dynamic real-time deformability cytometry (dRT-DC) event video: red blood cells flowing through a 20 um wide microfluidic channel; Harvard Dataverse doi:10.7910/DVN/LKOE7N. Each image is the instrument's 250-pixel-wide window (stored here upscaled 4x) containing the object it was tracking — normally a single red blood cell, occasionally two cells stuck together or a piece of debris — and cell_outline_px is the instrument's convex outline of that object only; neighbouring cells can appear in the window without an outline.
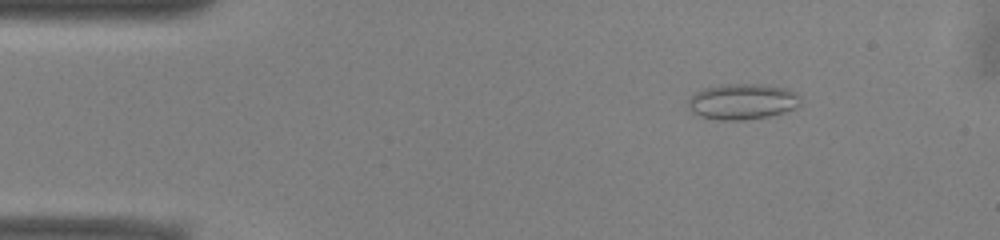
{"species": "common noctule bat (a hibernating species)", "species_latin": "Nyctalus noctula", "temperature_condition": "warm", "stored_images_in_passage": 51, "camera_frame_rate_fps": 3000, "um_per_image_px": 0.085, "animal": {"sex": "male", "body_mass_g": 13.0, "forearm_length_mm": 53.1}, "frame": {"image": 1, "passage_image": 7, "time_ms": 2.0, "image_size_px": [1000, 240], "cell_outline_px": [[800, 104], [796, 108], [784, 112], [768, 116], [744, 120], [720, 120], [700, 116], [692, 112], [688, 108], [688, 100], [696, 92], [704, 88], [720, 84], [764, 84], [788, 88], [796, 92], [800, 96]], "centroid_in_image_um": [63.12, 8.62], "position_along_channel_um": 21.9, "area_um2": 23.64}}
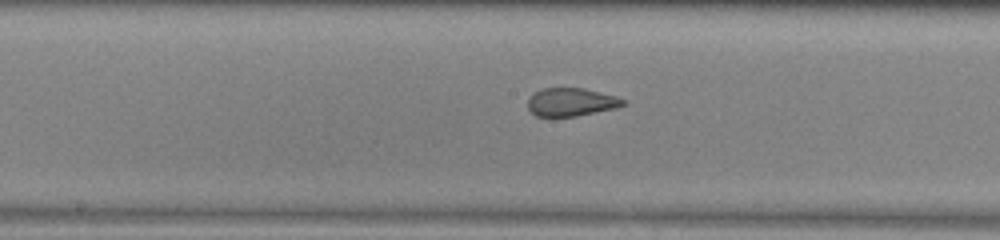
{"frame": {"image": 2, "passage_image": 26, "time_ms": 8.333, "image_size_px": [1000, 240], "cell_outline_px": [[628, 104], [616, 108], [576, 116], [536, 116], [528, 108], [528, 96], [544, 88], [584, 88], [616, 96], [628, 100]], "centroid_in_image_um": [48.59, 8.67], "position_along_channel_um": 199.6, "area_um2": 15.72}}
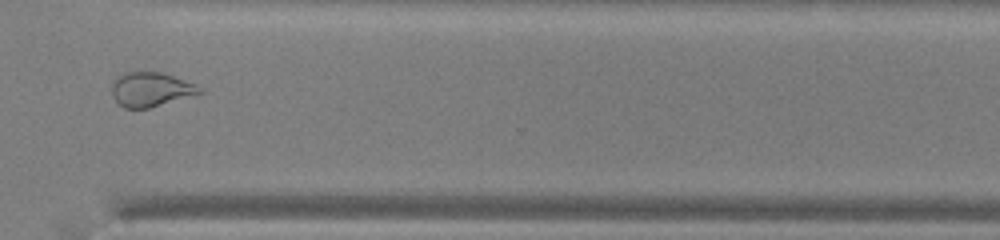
{"frame": {"image": 3, "passage_image": 38, "time_ms": 12.333, "image_size_px": [1000, 240], "cell_outline_px": [[204, 92], [148, 108], [124, 108], [112, 96], [112, 80], [124, 72], [160, 72], [196, 84], [204, 88]], "centroid_in_image_um": [12.81, 7.59], "position_along_channel_um": 357.8, "area_um2": 17.46}, "authors_computed_cell_mechanics": {"area_um2": 19.4208, "velocity_mm_per_s": 3.952, "shape_relaxation_time_tau1_ms": null, "shape_relaxation_time_tau2_ms": 0.7262, "deformation_change_tau1": null, "deformation_change_tau2": 0.0382}}